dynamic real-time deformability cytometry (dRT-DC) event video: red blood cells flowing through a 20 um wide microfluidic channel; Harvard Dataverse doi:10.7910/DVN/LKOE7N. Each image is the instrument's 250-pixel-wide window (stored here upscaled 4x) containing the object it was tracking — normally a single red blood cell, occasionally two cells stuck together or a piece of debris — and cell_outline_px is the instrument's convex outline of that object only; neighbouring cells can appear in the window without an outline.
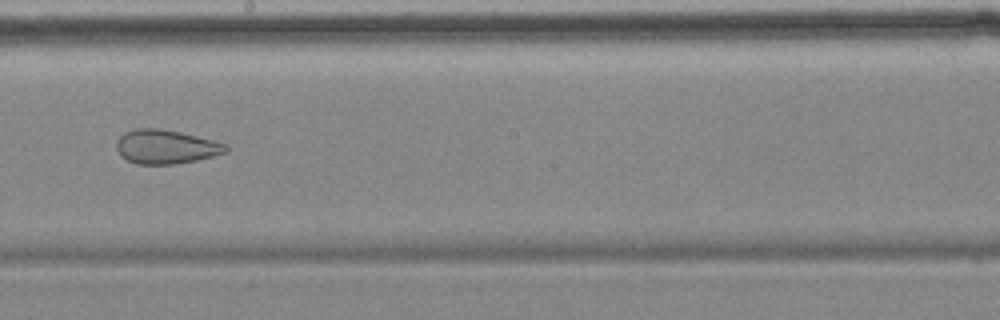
{"species": "common noctule bat (a hibernating species)", "species_latin": "Nyctalus noctula", "temperature_condition": "cold", "stored_images_in_passage": 10, "camera_frame_rate_fps": 3000, "um_per_image_px": 0.085, "animal": {"sex": "female", "body_mass_g": 18.4}, "frame": {"image": 1, "passage_image": 9, "time_ms": 9.667, "image_size_px": [1000, 320], "cell_outline_px": [[228, 152], [196, 160], [176, 164], [136, 164], [120, 156], [116, 148], [116, 144], [120, 136], [124, 132], [136, 128], [160, 128], [180, 132], [212, 140], [224, 144], [228, 148]], "centroid_in_image_um": [14.06, 12.47], "position_along_channel_um": 234.1, "area_um2": 21.62}}